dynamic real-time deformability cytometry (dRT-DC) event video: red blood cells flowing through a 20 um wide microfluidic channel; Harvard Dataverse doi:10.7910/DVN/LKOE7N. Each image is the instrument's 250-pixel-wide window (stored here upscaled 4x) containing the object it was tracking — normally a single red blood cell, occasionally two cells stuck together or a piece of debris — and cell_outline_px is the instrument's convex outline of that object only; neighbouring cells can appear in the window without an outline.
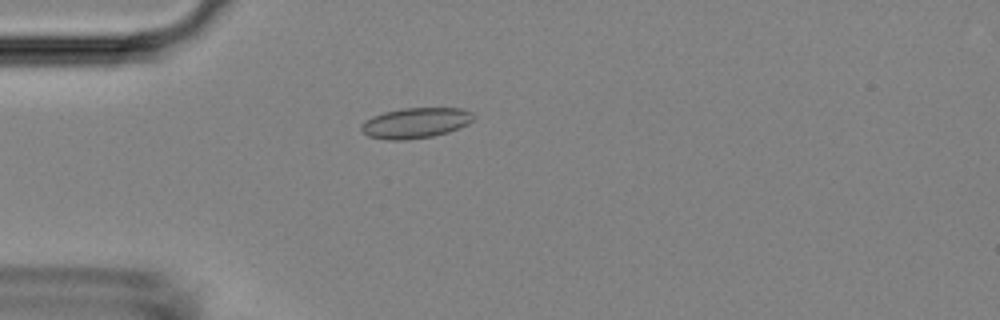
{"species": "Egyptian fruit bat (a non-hibernating species)", "species_latin": "Rousettus aegyptiacus", "temperature_condition": "room temperature", "stored_images_in_passage": 4, "camera_frame_rate_fps": 3000, "um_per_image_px": 0.085, "animal": {"sex": "female"}, "frame": {"image": 1, "passage_image": 4, "time_ms": 3.667, "image_size_px": [1000, 320], "cell_outline_px": [[476, 116], [468, 124], [448, 132], [432, 136], [404, 140], [384, 140], [368, 136], [360, 128], [360, 124], [364, 120], [372, 116], [384, 112], [400, 108], [460, 108], [472, 112]], "centroid_in_image_um": [35.3, 10.44], "position_along_channel_um": 49.7, "area_um2": 20.06}}